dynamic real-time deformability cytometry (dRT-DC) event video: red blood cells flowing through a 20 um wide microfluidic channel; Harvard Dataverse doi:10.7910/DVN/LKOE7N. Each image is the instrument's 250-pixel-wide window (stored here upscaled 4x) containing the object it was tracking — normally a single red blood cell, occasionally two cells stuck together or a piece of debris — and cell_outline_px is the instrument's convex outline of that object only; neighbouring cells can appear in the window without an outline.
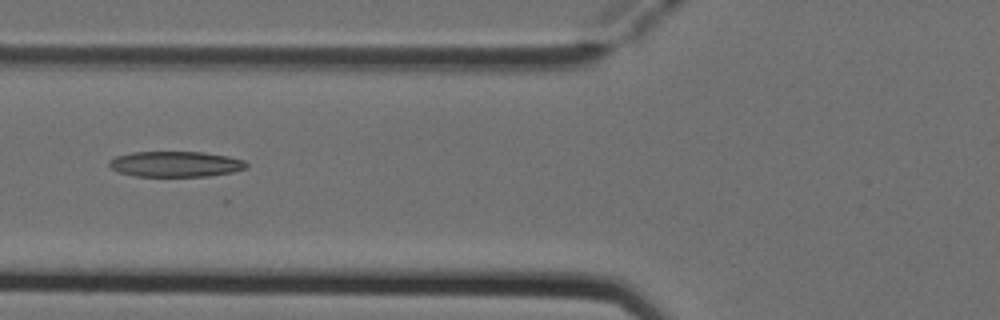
{"species": "Egyptian fruit bat (a non-hibernating species)", "species_latin": "Rousettus aegyptiacus", "temperature_condition": "cold", "stored_images_in_passage": 5, "camera_frame_rate_fps": 3000, "um_per_image_px": 0.085, "animal": {"sex": "female"}, "frame": {"image": 1, "passage_image": 5, "time_ms": 1.333, "image_size_px": [1000, 320], "cell_outline_px": [[248, 168], [232, 172], [208, 176], [136, 176], [120, 172], [112, 168], [108, 164], [108, 160], [116, 156], [132, 152], [204, 152], [228, 156], [244, 160], [248, 164]], "centroid_in_image_um": [14.94, 13.94], "position_along_channel_um": 110.9, "area_um2": 20.46}}